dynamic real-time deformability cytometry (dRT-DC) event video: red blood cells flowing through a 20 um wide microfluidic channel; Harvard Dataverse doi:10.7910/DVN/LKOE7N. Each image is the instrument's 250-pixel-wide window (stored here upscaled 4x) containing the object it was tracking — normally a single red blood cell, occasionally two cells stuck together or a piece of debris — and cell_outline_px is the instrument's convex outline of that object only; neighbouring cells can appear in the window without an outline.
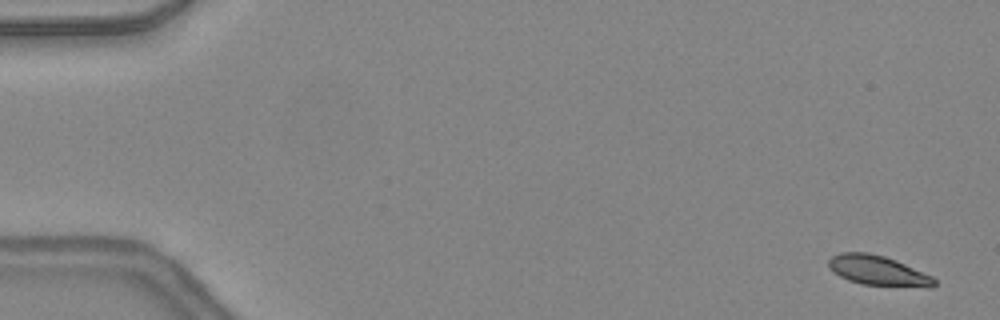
{"species": "common noctule bat (a hibernating species)", "species_latin": "Nyctalus noctula", "temperature_condition": "warm", "stored_images_in_passage": 49, "camera_frame_rate_fps": 3000, "um_per_image_px": 0.085, "animal": {"sex": "female", "body_mass_g": 24.6, "forearm_length_mm": 56.2}, "frame": {"image": 1, "passage_image": 2, "time_ms": 0.333, "image_size_px": [1000, 320], "cell_outline_px": [[936, 284], [932, 288], [860, 284], [848, 280], [832, 272], [828, 268], [828, 260], [832, 256], [840, 252], [868, 252], [884, 256], [896, 260], [932, 276], [936, 280]], "centroid_in_image_um": [74.62, 23.0], "position_along_channel_um": 10.4, "area_um2": 18.61}}
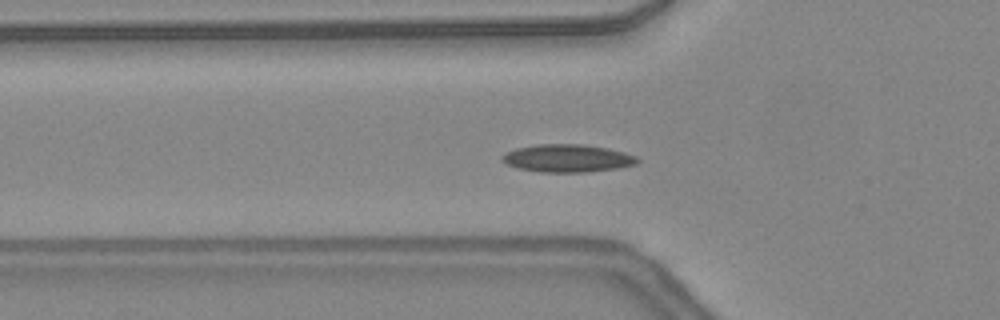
{"frame": {"image": 2, "passage_image": 17, "time_ms": 5.333, "image_size_px": [1000, 320], "cell_outline_px": [[640, 160], [636, 164], [620, 168], [584, 172], [540, 172], [516, 168], [500, 160], [500, 156], [516, 148], [536, 144], [584, 144], [608, 148], [624, 152], [636, 156]], "centroid_in_image_um": [48.23, 13.45], "position_along_channel_um": 77.6, "area_um2": 22.02}}
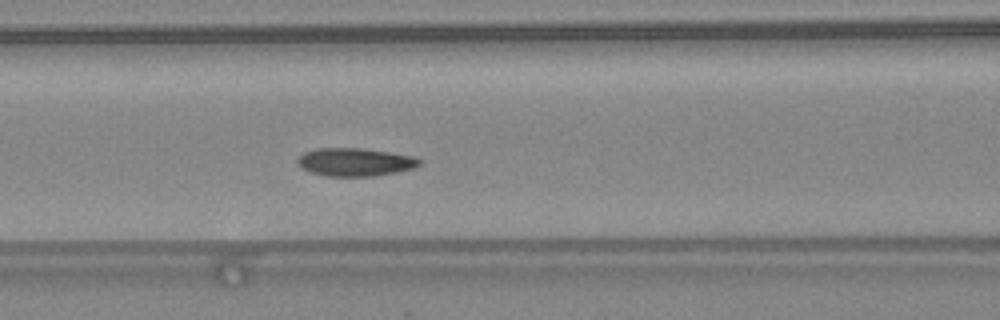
{"frame": {"image": 3, "passage_image": 21, "time_ms": 6.667, "image_size_px": [1000, 320], "cell_outline_px": [[420, 164], [412, 168], [396, 172], [372, 176], [328, 176], [312, 172], [300, 168], [296, 164], [296, 160], [304, 152], [316, 148], [360, 148], [388, 152], [412, 156], [420, 160]], "centroid_in_image_um": [30.11, 13.77], "position_along_channel_um": 136.5, "area_um2": 19.77}, "authors_computed_cell_mechanics": {"area_um2": 19.363, "velocity_mm_per_s": 4.3448, "shape_relaxation_time_tau1_ms": 2.847, "shape_relaxation_time_tau2_ms": null, "deformation_change_tau1": 0.0977, "deformation_change_tau2": null}}